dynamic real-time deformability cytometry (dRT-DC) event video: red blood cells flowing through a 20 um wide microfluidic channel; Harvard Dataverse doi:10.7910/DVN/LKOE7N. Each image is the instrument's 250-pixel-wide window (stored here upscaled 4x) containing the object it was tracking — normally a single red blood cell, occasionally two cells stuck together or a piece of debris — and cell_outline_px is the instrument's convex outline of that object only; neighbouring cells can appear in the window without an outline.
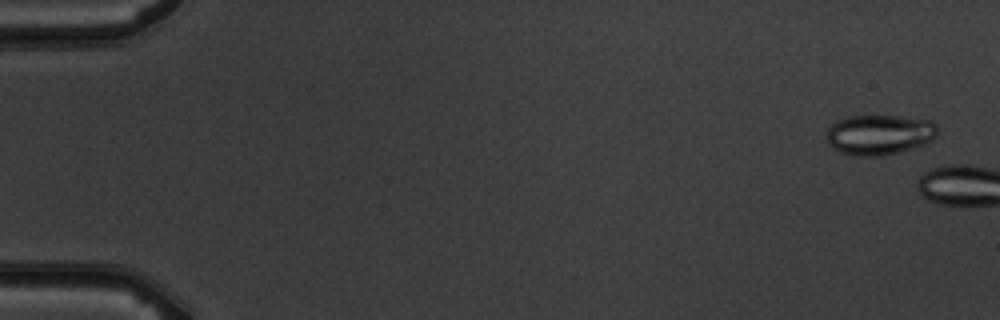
{"species": "common noctule bat (a hibernating species)", "species_latin": "Nyctalus noctula", "temperature_condition": "warm", "stored_images_in_passage": 2, "camera_frame_rate_fps": 3000, "um_per_image_px": 0.085, "animal": {"sex": "male", "body_mass_g": 19.5, "forearm_length_mm": 54.6}, "frame": {"image": 1, "passage_image": 1, "time_ms": 0.0, "image_size_px": [1000, 320], "cell_outline_px": [[936, 136], [932, 140], [912, 148], [900, 152], [884, 156], [852, 156], [840, 152], [832, 148], [828, 144], [828, 128], [836, 120], [848, 116], [900, 116], [932, 120], [936, 124]], "centroid_in_image_um": [74.73, 11.45], "position_along_channel_um": 10.3, "area_um2": 26.13}}